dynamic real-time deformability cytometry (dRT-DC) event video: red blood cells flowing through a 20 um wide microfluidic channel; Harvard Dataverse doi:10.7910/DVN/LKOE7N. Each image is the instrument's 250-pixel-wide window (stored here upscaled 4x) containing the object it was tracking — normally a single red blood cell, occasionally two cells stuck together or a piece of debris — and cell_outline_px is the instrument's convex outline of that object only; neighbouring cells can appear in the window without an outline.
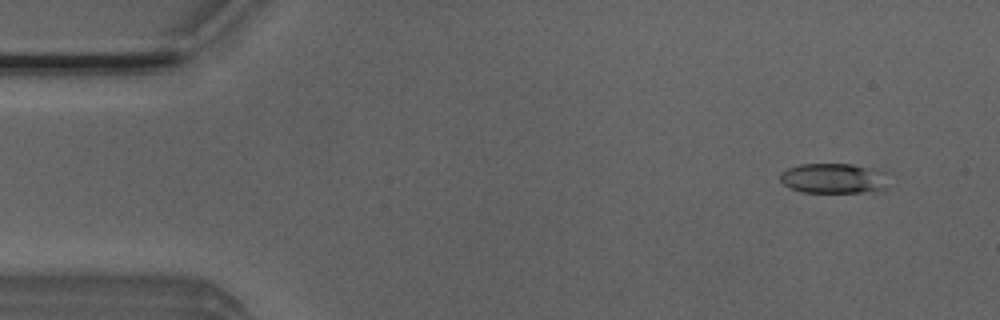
{"species": "Egyptian fruit bat (a non-hibernating species)", "species_latin": "Rousettus aegyptiacus", "temperature_condition": "room temperature", "stored_images_in_passage": 10, "camera_frame_rate_fps": 3000, "um_per_image_px": 0.085, "animal": {"sex": "male"}, "frame": {"image": 1, "passage_image": 4, "time_ms": 1.0, "image_size_px": [1000, 320], "cell_outline_px": [[888, 188], [860, 192], [800, 192], [784, 184], [780, 180], [780, 172], [788, 168], [800, 164], [852, 164], [880, 172]], "centroid_in_image_um": [70.73, 15.16], "position_along_channel_um": 14.3, "area_um2": 18.44}}